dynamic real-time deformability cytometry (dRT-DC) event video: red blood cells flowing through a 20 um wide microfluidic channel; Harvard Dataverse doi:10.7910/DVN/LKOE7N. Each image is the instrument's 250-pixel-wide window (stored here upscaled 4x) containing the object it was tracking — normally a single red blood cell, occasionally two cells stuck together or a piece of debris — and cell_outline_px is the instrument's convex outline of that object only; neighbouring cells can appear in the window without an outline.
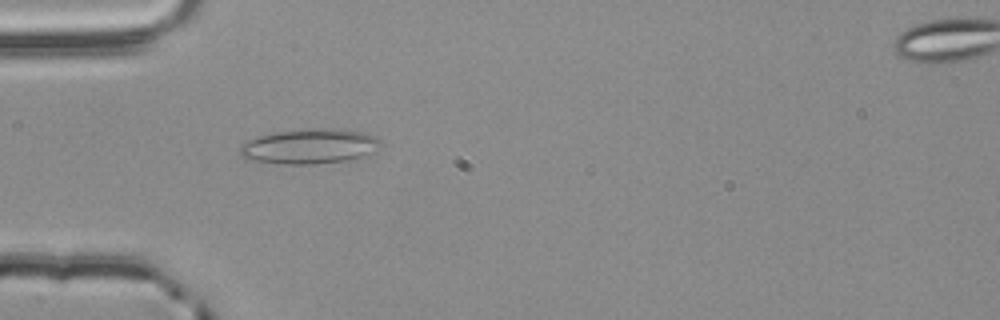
{"species": "common noctule bat (a hibernating species)", "species_latin": "Nyctalus noctula", "temperature_condition": "room temperature", "stored_images_in_passage": 40, "camera_frame_rate_fps": 3000, "um_per_image_px": 0.085, "animal": {"sex": "male", "body_mass_g": 20.4}, "frame": {"image": 1, "passage_image": 3, "time_ms": 0.667, "image_size_px": [1000, 320], "cell_outline_px": [[380, 144], [368, 152], [360, 156], [344, 160], [312, 164], [284, 164], [256, 160], [240, 156], [240, 144], [256, 136], [276, 132], [312, 128], [340, 128], [360, 132], [376, 136], [380, 140]], "centroid_in_image_um": [26.24, 12.41], "position_along_channel_um": 58.8, "area_um2": 28.15}}
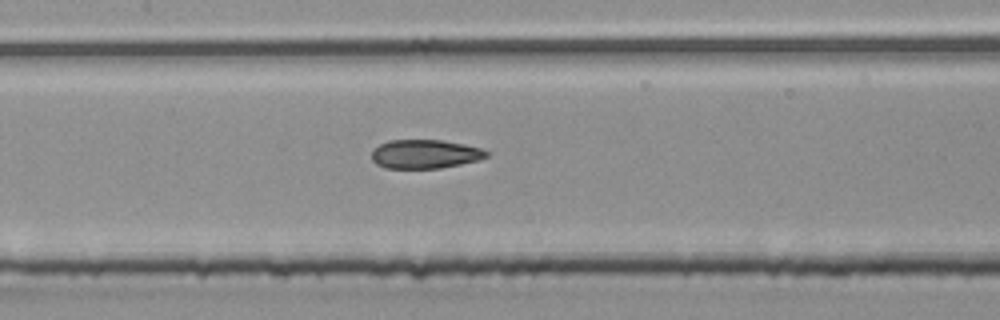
{"frame": {"image": 2, "passage_image": 12, "time_ms": 3.667, "image_size_px": [1000, 320], "cell_outline_px": [[488, 156], [480, 160], [440, 168], [384, 168], [376, 164], [372, 160], [372, 148], [388, 140], [440, 140], [464, 144], [480, 148], [488, 152]], "centroid_in_image_um": [36.09, 13.09], "position_along_channel_um": 171.3, "area_um2": 19.36}}
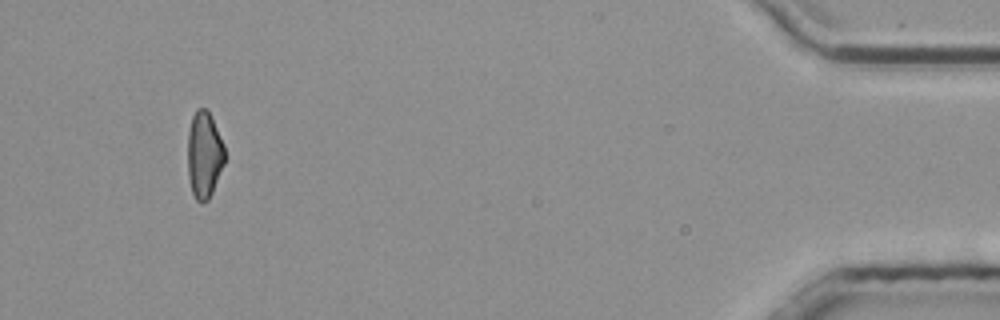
{"frame": {"image": 3, "passage_image": 37, "time_ms": 12.0, "image_size_px": [1000, 320], "cell_outline_px": [[224, 164], [212, 192], [208, 200], [200, 204], [196, 200], [192, 192], [188, 176], [188, 132], [192, 116], [196, 108], [204, 108], [208, 112], [224, 144]], "centroid_in_image_um": [17.34, 13.18], "position_along_channel_um": 417.9, "area_um2": 18.55}, "authors_computed_cell_mechanics": {"area_um2": 19.8254, "velocity_mm_per_s": 3.8749, "shape_relaxation_time_tau1_ms": null, "shape_relaxation_time_tau2_ms": 2.272, "deformation_change_tau1": null, "deformation_change_tau2": 0.0992}}